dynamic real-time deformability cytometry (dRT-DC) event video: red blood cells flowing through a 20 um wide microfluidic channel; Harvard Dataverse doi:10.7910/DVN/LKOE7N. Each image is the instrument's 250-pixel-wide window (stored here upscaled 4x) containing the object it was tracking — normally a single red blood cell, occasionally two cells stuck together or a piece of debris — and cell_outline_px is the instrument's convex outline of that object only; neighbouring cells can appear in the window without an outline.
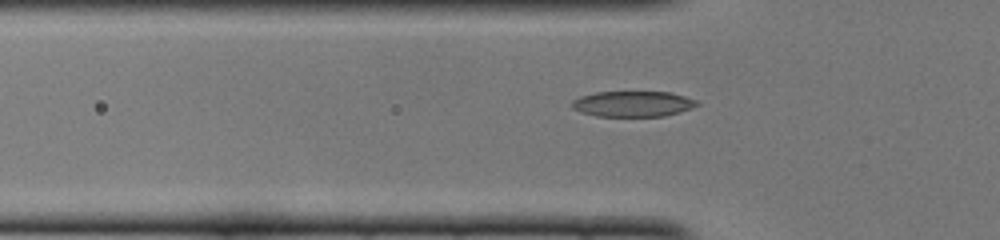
{"species": "common noctule bat (a hibernating species)", "species_latin": "Nyctalus noctula", "temperature_condition": "cold", "stored_images_in_passage": 33, "camera_frame_rate_fps": 3000, "um_per_image_px": 0.085, "animal": {"sex": "female", "body_mass_g": 22.0, "forearm_length_mm": 56.7}, "frame": {"image": 1, "passage_image": 2, "time_ms": 0.333, "image_size_px": [1000, 240], "cell_outline_px": [[700, 104], [692, 108], [680, 112], [664, 116], [596, 116], [580, 112], [572, 108], [572, 100], [580, 96], [596, 92], [668, 92], [684, 96], [696, 100]], "centroid_in_image_um": [53.78, 8.83], "position_along_channel_um": 72.0, "area_um2": 18.67}}
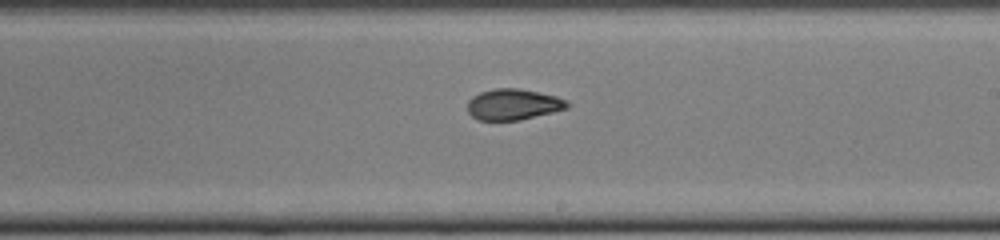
{"frame": {"image": 2, "passage_image": 15, "time_ms": 4.667, "image_size_px": [1000, 240], "cell_outline_px": [[572, 104], [568, 108], [520, 120], [476, 120], [468, 112], [468, 100], [472, 96], [480, 92], [492, 88], [516, 88], [556, 96]], "centroid_in_image_um": [43.6, 8.88], "position_along_channel_um": 245.4, "area_um2": 17.98}}
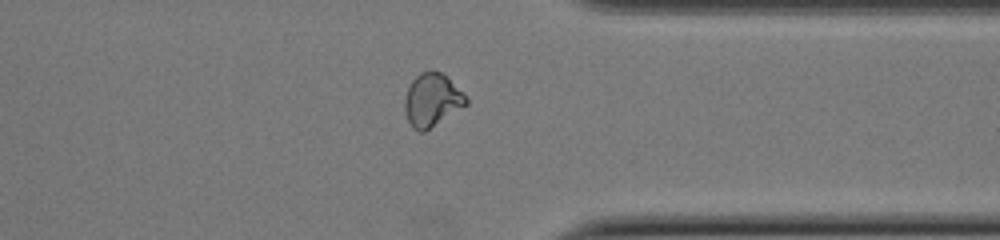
{"frame": {"image": 3, "passage_image": 25, "time_ms": 8.0, "image_size_px": [1000, 240], "cell_outline_px": [[468, 104], [424, 132], [420, 132], [412, 128], [404, 112], [404, 100], [408, 88], [412, 80], [420, 72], [432, 68], [440, 72], [468, 100]], "centroid_in_image_um": [36.66, 8.51], "position_along_channel_um": 374.7, "area_um2": 18.73}, "authors_computed_cell_mechanics": {"area_um2": 18.496, "velocity_mm_per_s": 3.9975, "shape_relaxation_time_tau1_ms": 4.0919, "shape_relaxation_time_tau2_ms": 2.1969, "deformation_change_tau1": 0.1804, "deformation_change_tau2": 0.0814}}